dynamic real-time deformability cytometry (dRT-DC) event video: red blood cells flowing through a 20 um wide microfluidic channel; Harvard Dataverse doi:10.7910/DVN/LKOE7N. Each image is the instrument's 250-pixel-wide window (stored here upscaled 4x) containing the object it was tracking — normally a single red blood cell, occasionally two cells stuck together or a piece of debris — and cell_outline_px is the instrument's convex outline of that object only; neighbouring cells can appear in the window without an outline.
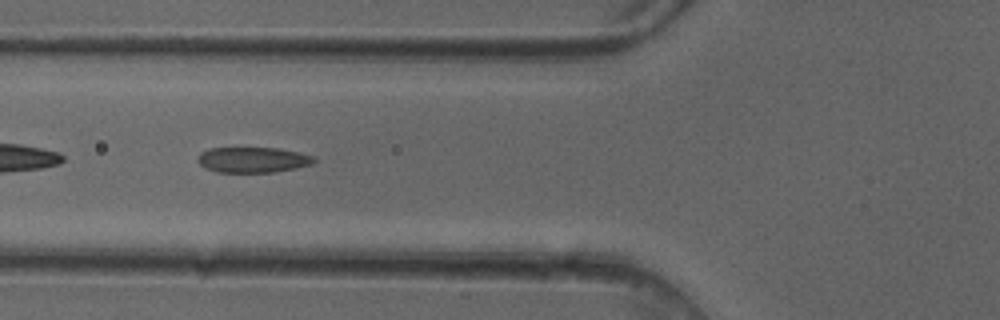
{"species": "common noctule bat (a hibernating species)", "species_latin": "Nyctalus noctula", "temperature_condition": "cold", "stored_images_in_passage": 50, "camera_frame_rate_fps": 3000, "um_per_image_px": 0.085, "animal": {"sex": "female"}, "frame": {"image": 1, "passage_image": 19, "time_ms": 6.0, "image_size_px": [1000, 320], "cell_outline_px": [[316, 160], [312, 164], [272, 172], [220, 172], [204, 168], [196, 160], [200, 152], [208, 148], [280, 148], [300, 152], [316, 156]], "centroid_in_image_um": [21.48, 13.57], "position_along_channel_um": 104.3, "area_um2": 17.34}}
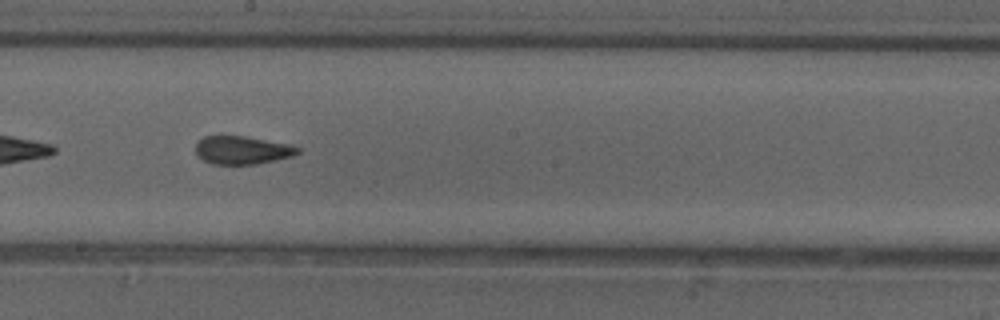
{"frame": {"image": 2, "passage_image": 28, "time_ms": 9.0, "image_size_px": [1000, 320], "cell_outline_px": [[300, 152], [292, 156], [256, 164], [212, 164], [196, 156], [196, 144], [204, 136], [244, 136], [288, 144], [300, 148]], "centroid_in_image_um": [20.56, 12.76], "position_along_channel_um": 227.6, "area_um2": 16.59}}
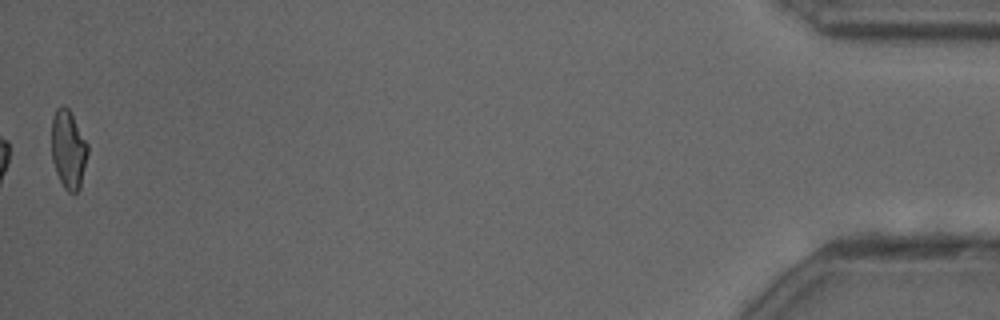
{"frame": {"image": 3, "passage_image": 50, "time_ms": 16.333, "image_size_px": [1000, 320], "cell_outline_px": [[88, 152], [80, 188], [76, 192], [68, 192], [64, 188], [56, 172], [52, 160], [52, 116], [56, 108], [60, 104], [64, 104], [68, 108], [88, 144]], "centroid_in_image_um": [5.8, 12.68], "position_along_channel_um": 429.4, "area_um2": 16.53}, "authors_computed_cell_mechanics": {"area_um2": 17.8602, "velocity_mm_per_s": 4.0944, "shape_relaxation_time_tau1_ms": null, "shape_relaxation_time_tau2_ms": 1.5137, "deformation_change_tau1": null, "deformation_change_tau2": 0.0679}}